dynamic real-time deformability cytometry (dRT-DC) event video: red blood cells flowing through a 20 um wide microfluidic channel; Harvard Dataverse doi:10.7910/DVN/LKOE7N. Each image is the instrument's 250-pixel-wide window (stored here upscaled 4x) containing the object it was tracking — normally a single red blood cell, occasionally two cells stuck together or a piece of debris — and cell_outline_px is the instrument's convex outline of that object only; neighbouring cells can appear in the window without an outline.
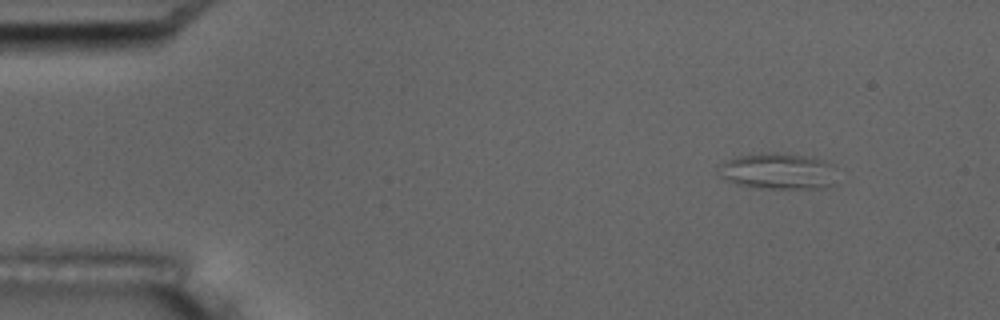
{"species": "common noctule bat (a hibernating species)", "species_latin": "Nyctalus noctula", "temperature_condition": "room temperature", "stored_images_in_passage": 6, "camera_frame_rate_fps": 3000, "um_per_image_px": 0.085, "animal": {"sex": "male", "body_mass_g": 17.5, "forearm_length_mm": 52.3}, "frame": {"image": 1, "passage_image": 2, "time_ms": 1.333, "image_size_px": [1000, 320], "cell_outline_px": [[836, 184], [824, 188], [768, 188], [740, 184], [728, 180], [720, 176], [716, 168], [720, 164], [736, 156], [772, 152], [776, 152], [824, 160], [836, 164]], "centroid_in_image_um": [66.21, 14.55], "position_along_channel_um": 18.8, "area_um2": 24.97}}